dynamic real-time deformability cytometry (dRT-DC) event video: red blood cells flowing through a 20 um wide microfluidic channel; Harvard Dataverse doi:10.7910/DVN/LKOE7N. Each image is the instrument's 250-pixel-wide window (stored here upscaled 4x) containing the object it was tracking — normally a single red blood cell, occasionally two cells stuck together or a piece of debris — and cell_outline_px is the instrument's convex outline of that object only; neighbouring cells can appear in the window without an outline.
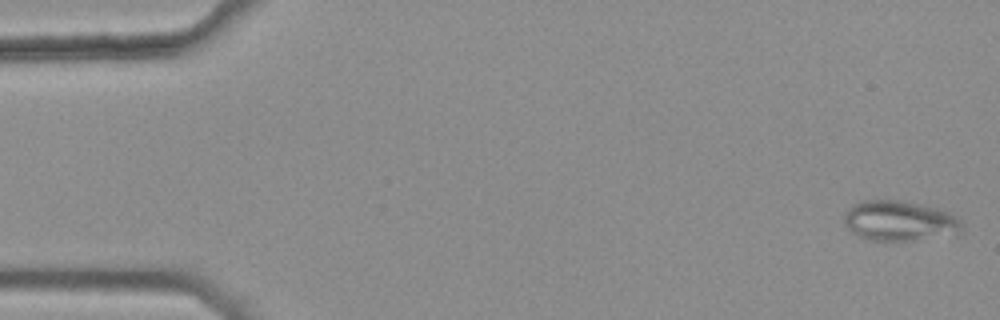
{"species": "common noctule bat (a hibernating species)", "species_latin": "Nyctalus noctula", "temperature_condition": "warm", "stored_images_in_passage": 45, "camera_frame_rate_fps": 3000, "um_per_image_px": 0.085, "animal": {"sex": "female", "body_mass_g": 25.1}, "frame": {"image": 1, "passage_image": 1, "time_ms": 0.0, "image_size_px": [1000, 320], "cell_outline_px": [[964, 232], [956, 236], [908, 240], [868, 240], [852, 232], [848, 228], [844, 220], [844, 212], [852, 204], [860, 200], [900, 200], [936, 208], [948, 212], [956, 216], [960, 220], [964, 228]], "centroid_in_image_um": [76.5, 18.78], "position_along_channel_um": 8.5, "area_um2": 27.92}}
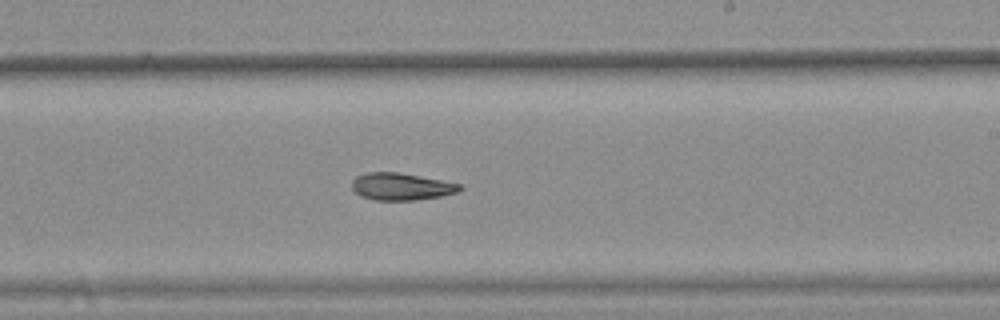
{"frame": {"image": 2, "passage_image": 31, "time_ms": 10.0, "image_size_px": [1000, 320], "cell_outline_px": [[464, 188], [456, 192], [440, 196], [416, 200], [376, 200], [360, 196], [352, 188], [352, 180], [356, 176], [368, 172], [400, 172], [460, 184]], "centroid_in_image_um": [34.08, 15.85], "position_along_channel_um": 254.9, "area_um2": 16.99}}
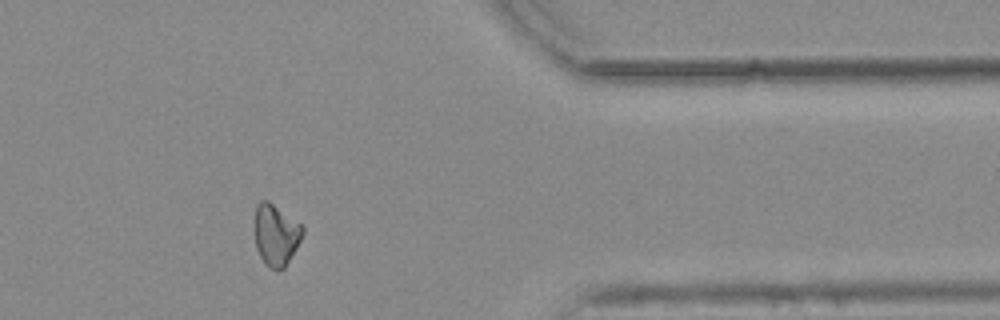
{"frame": {"image": 3, "passage_image": 43, "time_ms": 14.0, "image_size_px": [1000, 320], "cell_outline_px": [[304, 232], [300, 240], [284, 268], [272, 268], [264, 264], [256, 248], [256, 204], [260, 200], [268, 200], [304, 224]], "centroid_in_image_um": [23.48, 19.91], "position_along_channel_um": 387.9, "area_um2": 17.05}}